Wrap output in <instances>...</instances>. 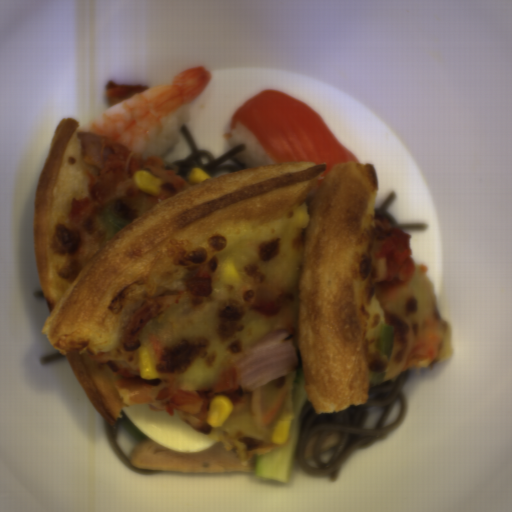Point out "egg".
Instances as JSON below:
<instances>
[{"instance_id": "egg-1", "label": "egg", "mask_w": 512, "mask_h": 512, "mask_svg": "<svg viewBox=\"0 0 512 512\" xmlns=\"http://www.w3.org/2000/svg\"><path fill=\"white\" fill-rule=\"evenodd\" d=\"M123 411L141 433L169 450L178 453L203 451L216 442L195 430L174 409V414L169 415L163 407L152 410L144 403H135Z\"/></svg>"}]
</instances>
